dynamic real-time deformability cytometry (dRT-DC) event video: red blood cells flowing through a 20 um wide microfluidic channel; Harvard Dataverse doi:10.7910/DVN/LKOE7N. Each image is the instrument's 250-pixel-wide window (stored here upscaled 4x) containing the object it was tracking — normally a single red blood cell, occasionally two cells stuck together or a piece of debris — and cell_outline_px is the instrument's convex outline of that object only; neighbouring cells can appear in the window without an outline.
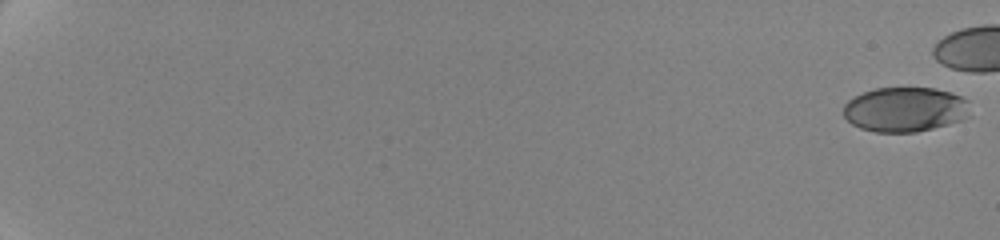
{"species": "human", "species_latin": "Homo sapiens", "temperature_condition": "cold", "stored_images_in_passage": 54, "camera_frame_rate_fps": 3000, "um_per_image_px": 0.085, "donor": {"sex": "female"}, "frame": {"image": 1, "passage_image": 1, "time_ms": 0.0, "image_size_px": [1000, 240], "cell_outline_px": [[968, 116], [964, 120], [916, 132], [876, 132], [860, 128], [852, 124], [844, 116], [844, 104], [848, 100], [864, 92], [876, 88], [932, 88], [952, 92], [968, 100]], "centroid_in_image_um": [76.94, 9.3], "position_along_channel_um": 8.1, "area_um2": 32.95}}
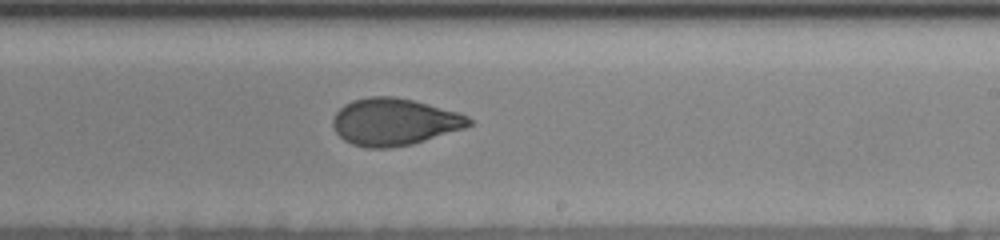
{"frame": {"image": 2, "passage_image": 41, "time_ms": 13.667, "image_size_px": [1000, 240], "cell_outline_px": [[472, 124], [464, 128], [412, 144], [388, 148], [364, 148], [352, 144], [344, 140], [336, 132], [332, 124], [332, 120], [336, 112], [344, 104], [352, 100], [372, 96], [396, 96], [460, 112], [468, 116], [472, 120]], "centroid_in_image_um": [33.5, 10.35], "position_along_channel_um": 255.5, "area_um2": 37.4}}
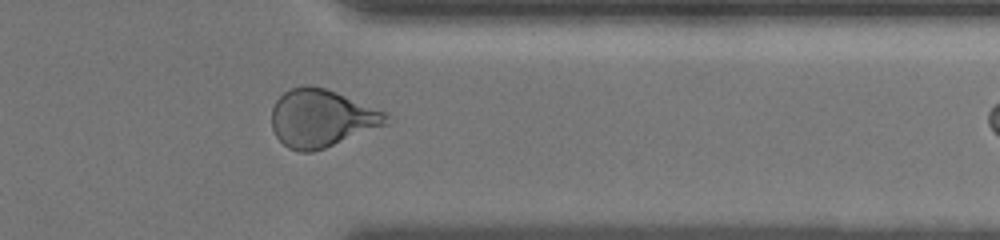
{"frame": {"image": 3, "passage_image": 53, "time_ms": 17.333, "image_size_px": [1000, 240], "cell_outline_px": [[388, 116], [384, 124], [324, 148], [312, 152], [300, 152], [288, 148], [276, 136], [272, 128], [272, 108], [276, 100], [284, 92], [292, 88], [324, 88], [336, 92], [384, 112]], "centroid_in_image_um": [27.25, 10.08], "position_along_channel_um": 384.1, "area_um2": 37.17}}